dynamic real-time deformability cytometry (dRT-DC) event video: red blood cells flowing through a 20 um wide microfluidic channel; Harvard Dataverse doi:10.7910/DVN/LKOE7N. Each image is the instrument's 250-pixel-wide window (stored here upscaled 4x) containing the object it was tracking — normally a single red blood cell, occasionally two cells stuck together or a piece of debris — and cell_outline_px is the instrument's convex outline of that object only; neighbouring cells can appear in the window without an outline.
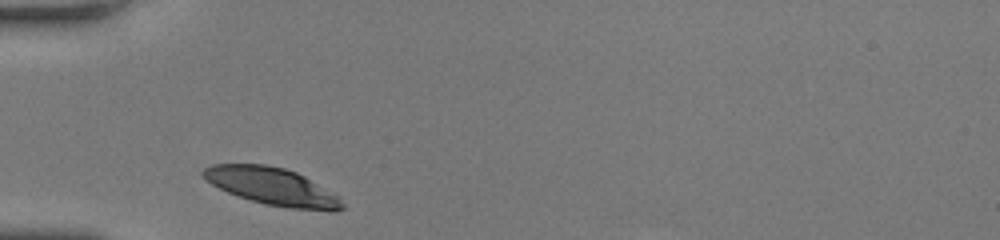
{"species": "human", "species_latin": "Homo sapiens", "temperature_condition": "room temperature", "stored_images_in_passage": 28, "camera_frame_rate_fps": 3000, "um_per_image_px": 0.085, "donor": {"sex": "female"}, "frame": {"image": 1, "passage_image": 1, "time_ms": 0.0, "image_size_px": [1000, 240], "cell_outline_px": [[344, 208], [336, 212], [332, 212], [292, 208], [268, 204], [252, 200], [228, 192], [212, 184], [200, 172], [204, 168], [212, 164], [264, 164], [284, 168], [296, 172], [304, 176], [340, 196], [344, 204]], "centroid_in_image_um": [23.21, 15.85], "position_along_channel_um": 61.8, "area_um2": 30.11}}
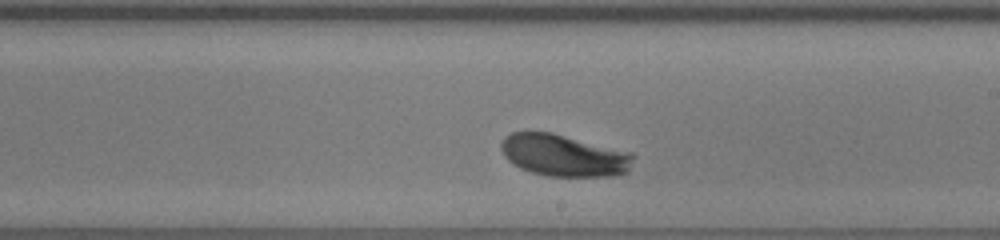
{"frame": {"image": 2, "passage_image": 16, "time_ms": 5.0, "image_size_px": [1000, 240], "cell_outline_px": [[636, 156], [628, 172], [620, 176], [548, 176], [532, 172], [520, 168], [512, 164], [504, 156], [500, 148], [500, 144], [504, 136], [512, 132], [552, 132], [632, 152]], "centroid_in_image_um": [47.95, 13.21], "position_along_channel_um": 241.0, "area_um2": 32.71}}
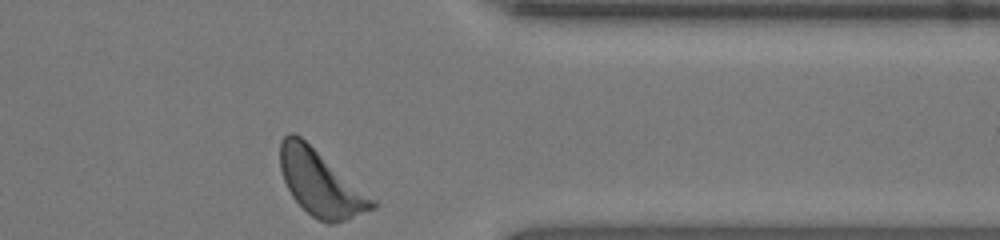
{"frame": {"image": 3, "passage_image": 28, "time_ms": 9.0, "image_size_px": [1000, 240], "cell_outline_px": [[376, 208], [344, 220], [332, 224], [328, 224], [312, 216], [292, 196], [284, 180], [280, 168], [280, 140], [288, 132], [292, 132], [300, 136], [376, 200]], "centroid_in_image_um": [27.24, 15.55], "position_along_channel_um": 384.2, "area_um2": 34.62}, "authors_computed_cell_mechanics": {"area_um2": 31.7611, "velocity_mm_per_s": 3.7392, "shape_relaxation_time_tau1_ms": 2.7838, "shape_relaxation_time_tau2_ms": null, "deformation_change_tau1": 0.1188, "deformation_change_tau2": null}}